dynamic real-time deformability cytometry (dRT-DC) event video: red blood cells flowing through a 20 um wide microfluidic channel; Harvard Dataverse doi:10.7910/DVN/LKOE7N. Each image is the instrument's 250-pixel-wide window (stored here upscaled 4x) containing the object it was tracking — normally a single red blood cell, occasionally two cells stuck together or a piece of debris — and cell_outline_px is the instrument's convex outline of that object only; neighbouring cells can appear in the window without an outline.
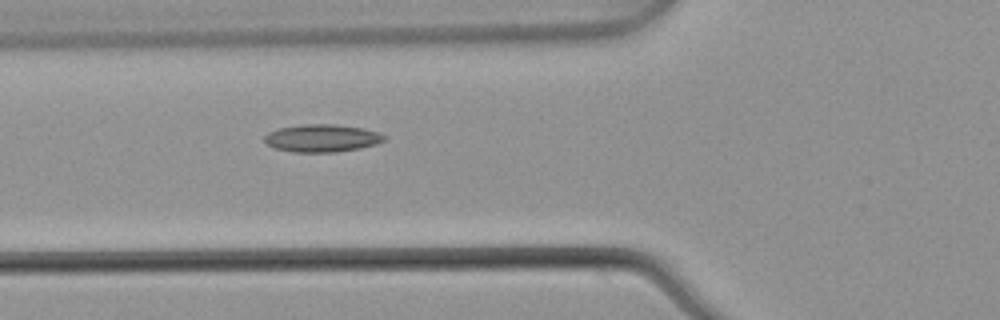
{"species": "common noctule bat (a hibernating species)", "species_latin": "Nyctalus noctula", "temperature_condition": "warm", "stored_images_in_passage": 4, "camera_frame_rate_fps": 3000, "um_per_image_px": 0.085, "animal": {"sex": "male", "body_mass_g": 21.5, "forearm_length_mm": 52.0}, "frame": {"image": 1, "passage_image": 4, "time_ms": 1.0, "image_size_px": [1000, 320], "cell_outline_px": [[388, 136], [384, 140], [376, 144], [360, 148], [336, 152], [292, 152], [276, 148], [268, 144], [264, 140], [264, 136], [268, 132], [280, 128], [304, 124], [336, 124], [364, 128]], "centroid_in_image_um": [27.38, 11.74], "position_along_channel_um": 98.4, "area_um2": 19.25}}